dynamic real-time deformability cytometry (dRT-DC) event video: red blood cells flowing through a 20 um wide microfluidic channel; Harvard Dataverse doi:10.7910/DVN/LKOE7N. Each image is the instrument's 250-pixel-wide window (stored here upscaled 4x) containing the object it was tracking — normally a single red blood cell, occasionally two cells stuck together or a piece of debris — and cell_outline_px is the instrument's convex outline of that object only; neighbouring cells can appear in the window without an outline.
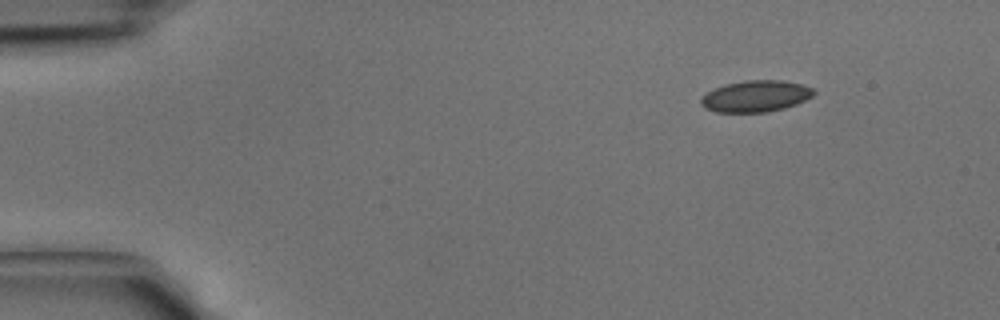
{"species": "common noctule bat (a hibernating species)", "species_latin": "Nyctalus noctula", "temperature_condition": "cold", "stored_images_in_passage": 39, "camera_frame_rate_fps": 3000, "um_per_image_px": 0.085, "animal": {"sex": "male", "body_mass_g": 15.6}, "frame": {"image": 1, "passage_image": 1, "time_ms": 0.0, "image_size_px": [1000, 320], "cell_outline_px": [[816, 92], [812, 96], [796, 104], [784, 108], [768, 112], [716, 112], [704, 108], [700, 104], [700, 100], [708, 92], [724, 84], [744, 80], [780, 80], [800, 84], [812, 88]], "centroid_in_image_um": [64.22, 8.18], "position_along_channel_um": 20.8, "area_um2": 20.58}}
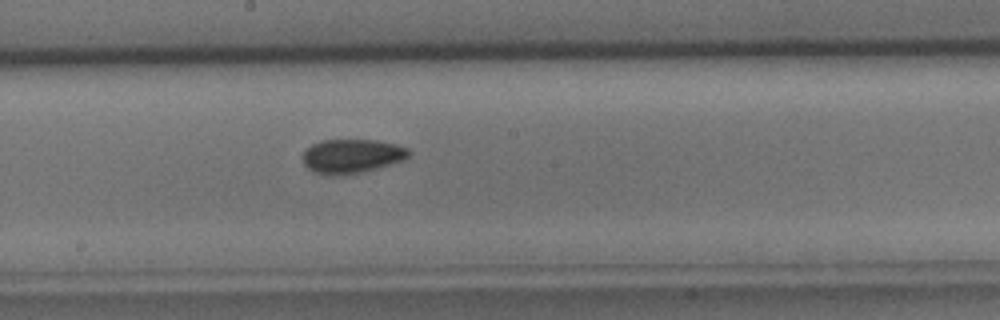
{"frame": {"image": 2, "passage_image": 19, "time_ms": 6.0, "image_size_px": [1000, 320], "cell_outline_px": [[412, 152], [404, 160], [376, 168], [344, 176], [328, 176], [316, 172], [308, 168], [304, 164], [304, 152], [312, 144], [320, 140], [376, 140], [396, 144], [408, 148]], "centroid_in_image_um": [29.92, 13.27], "position_along_channel_um": 218.3, "area_um2": 21.1}}
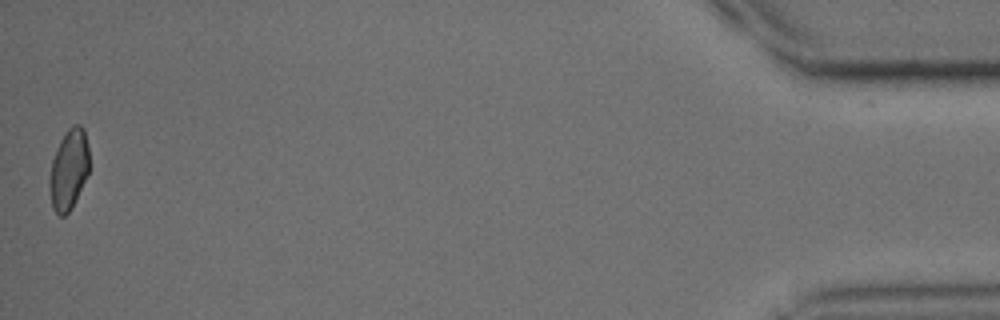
{"frame": {"image": 3, "passage_image": 38, "time_ms": 12.333, "image_size_px": [1000, 320], "cell_outline_px": [[88, 172], [68, 212], [64, 216], [60, 216], [52, 208], [48, 180], [52, 160], [56, 148], [60, 140], [68, 128], [72, 124], [80, 124], [84, 128], [88, 148]], "centroid_in_image_um": [5.81, 14.35], "position_along_channel_um": 429.4, "area_um2": 18.32}}